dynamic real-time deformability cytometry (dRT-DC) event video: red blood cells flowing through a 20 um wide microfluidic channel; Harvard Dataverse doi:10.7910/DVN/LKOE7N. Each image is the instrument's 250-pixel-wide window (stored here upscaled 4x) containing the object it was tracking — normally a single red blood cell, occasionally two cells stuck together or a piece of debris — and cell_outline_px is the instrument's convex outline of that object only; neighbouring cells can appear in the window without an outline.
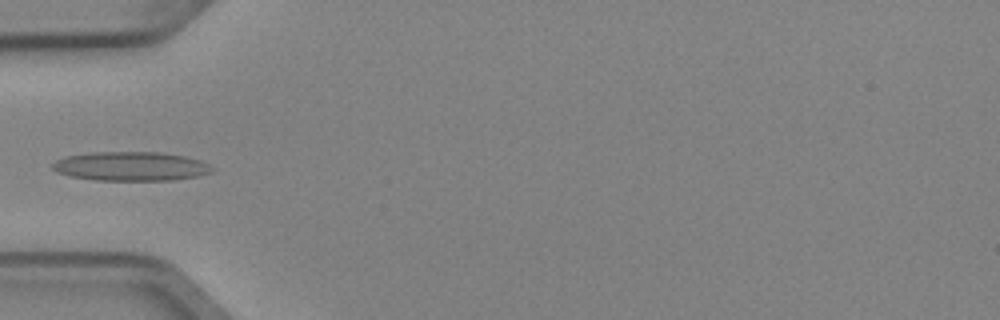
{"species": "Egyptian fruit bat (a non-hibernating species)", "species_latin": "Rousettus aegyptiacus", "temperature_condition": "cold", "stored_images_in_passage": 5, "camera_frame_rate_fps": 3000, "um_per_image_px": 0.085, "animal": {"sex": "female"}, "frame": {"image": 1, "passage_image": 5, "time_ms": 1.333, "image_size_px": [1000, 320], "cell_outline_px": [[212, 172], [196, 176], [172, 180], [96, 180], [72, 176], [56, 172], [52, 168], [52, 164], [56, 160], [64, 156], [92, 152], [160, 152], [184, 156], [200, 160], [208, 164], [212, 168]], "centroid_in_image_um": [11.09, 14.13], "position_along_channel_um": 73.9, "area_um2": 26.93}}